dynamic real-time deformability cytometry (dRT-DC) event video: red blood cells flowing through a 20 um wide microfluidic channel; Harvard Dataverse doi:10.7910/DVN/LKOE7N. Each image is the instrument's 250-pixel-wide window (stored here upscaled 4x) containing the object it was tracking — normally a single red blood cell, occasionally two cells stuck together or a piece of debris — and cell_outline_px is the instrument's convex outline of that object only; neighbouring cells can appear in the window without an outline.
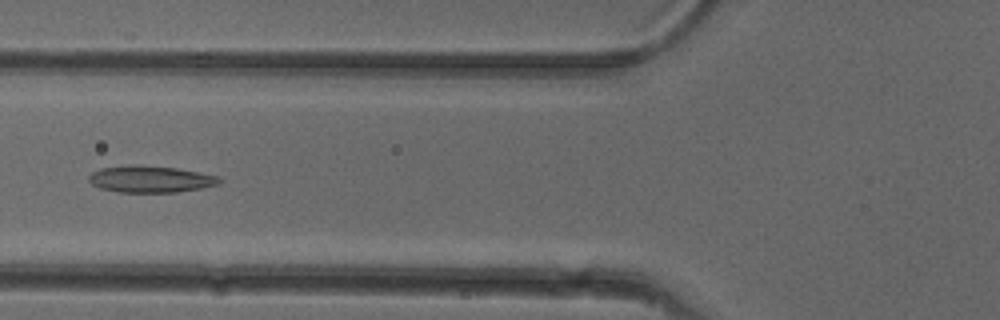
{"species": "common noctule bat (a hibernating species)", "species_latin": "Nyctalus noctula", "temperature_condition": "cold", "stored_images_in_passage": 51, "camera_frame_rate_fps": 3000, "um_per_image_px": 0.085, "animal": {"sex": "female"}, "frame": {"image": 1, "passage_image": 19, "time_ms": 6.0, "image_size_px": [1000, 320], "cell_outline_px": [[220, 184], [200, 188], [176, 192], [120, 192], [100, 188], [92, 184], [88, 180], [88, 176], [92, 172], [100, 168], [128, 164], [140, 164], [176, 168], [220, 176]], "centroid_in_image_um": [12.76, 15.21], "position_along_channel_um": 113.0, "area_um2": 20.46}}
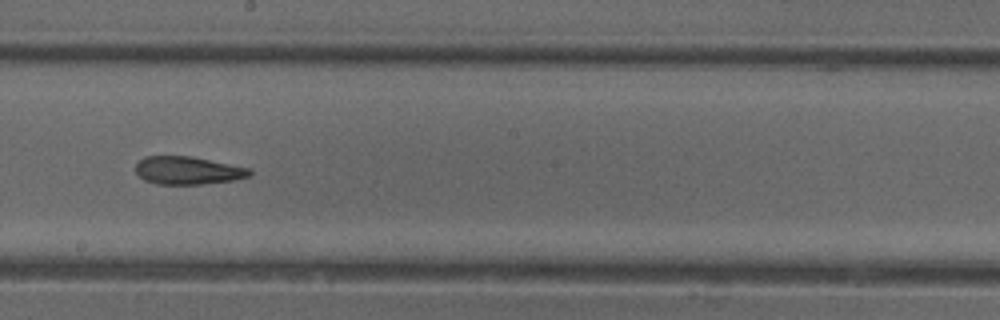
{"frame": {"image": 2, "passage_image": 28, "time_ms": 9.0, "image_size_px": [1000, 320], "cell_outline_px": [[252, 176], [232, 180], [200, 184], [156, 184], [144, 180], [136, 172], [136, 164], [144, 156], [192, 156], [248, 168], [252, 172]], "centroid_in_image_um": [15.95, 14.49], "position_along_channel_um": 232.3, "area_um2": 18.44}}
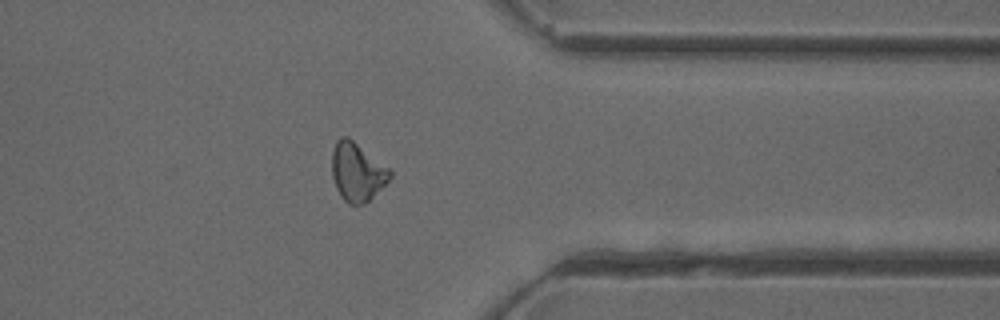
{"frame": {"image": 3, "passage_image": 40, "time_ms": 13.0, "image_size_px": [1000, 320], "cell_outline_px": [[392, 176], [364, 204], [348, 204], [340, 196], [336, 188], [332, 176], [332, 152], [336, 140], [340, 136], [348, 136], [388, 168], [392, 172]], "centroid_in_image_um": [30.32, 14.6], "position_along_channel_um": 381.1, "area_um2": 19.48}, "authors_computed_cell_mechanics": {"area_um2": 19.652, "velocity_mm_per_s": 3.9622, "shape_relaxation_time_tau1_ms": null, "shape_relaxation_time_tau2_ms": 4.3122, "deformation_change_tau1": null, "deformation_change_tau2": 0.1466}}